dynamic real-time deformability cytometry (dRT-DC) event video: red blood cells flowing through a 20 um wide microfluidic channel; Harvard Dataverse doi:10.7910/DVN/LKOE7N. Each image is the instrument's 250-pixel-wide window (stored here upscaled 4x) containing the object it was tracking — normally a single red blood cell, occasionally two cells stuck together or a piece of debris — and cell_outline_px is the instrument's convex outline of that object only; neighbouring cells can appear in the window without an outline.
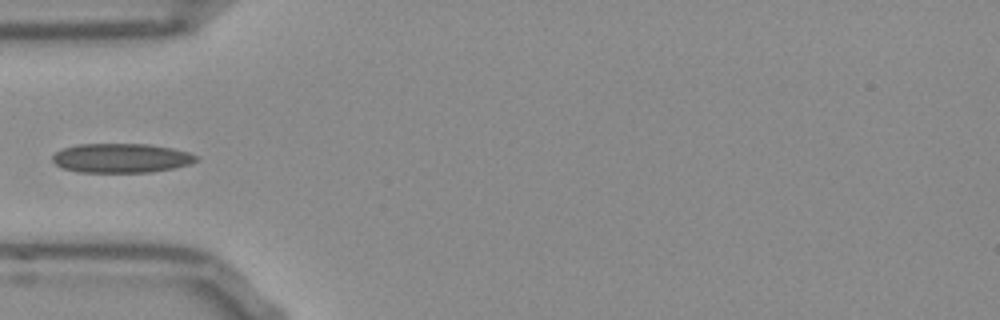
{"species": "Egyptian fruit bat (a non-hibernating species)", "species_latin": "Rousettus aegyptiacus", "temperature_condition": "room temperature", "stored_images_in_passage": 37, "camera_frame_rate_fps": 3000, "um_per_image_px": 0.085, "frame": {"image": 1, "passage_image": 1, "time_ms": 0.0, "image_size_px": [1000, 320], "cell_outline_px": [[200, 160], [192, 164], [152, 172], [80, 172], [64, 168], [56, 164], [52, 160], [52, 156], [60, 148], [76, 144], [148, 144], [172, 148], [188, 152], [200, 156]], "centroid_in_image_um": [10.34, 13.43], "position_along_channel_um": 74.7, "area_um2": 24.74}}
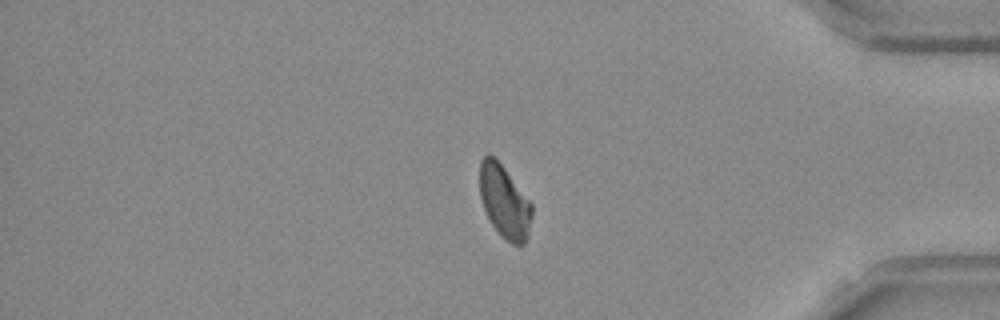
{"frame": {"image": 2, "passage_image": 28, "time_ms": 9.0, "image_size_px": [1000, 320], "cell_outline_px": [[532, 216], [528, 232], [524, 244], [512, 244], [500, 236], [492, 224], [484, 208], [480, 196], [480, 160], [484, 156], [492, 156], [504, 168], [532, 204]], "centroid_in_image_um": [42.87, 17.17], "position_along_channel_um": 392.3, "area_um2": 21.68}}
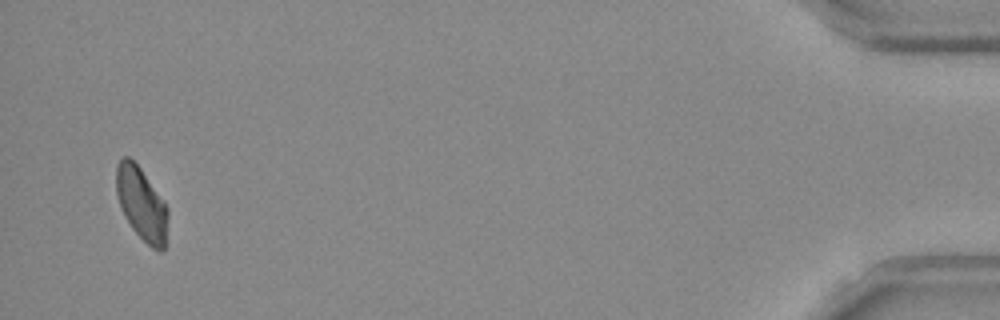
{"frame": {"image": 3, "passage_image": 35, "time_ms": 11.333, "image_size_px": [1000, 320], "cell_outline_px": [[168, 216], [164, 248], [160, 252], [152, 248], [132, 228], [124, 216], [120, 208], [116, 192], [116, 164], [124, 156], [128, 156], [140, 168], [164, 200], [168, 208]], "centroid_in_image_um": [12.02, 17.31], "position_along_channel_um": 423.2, "area_um2": 21.91}}